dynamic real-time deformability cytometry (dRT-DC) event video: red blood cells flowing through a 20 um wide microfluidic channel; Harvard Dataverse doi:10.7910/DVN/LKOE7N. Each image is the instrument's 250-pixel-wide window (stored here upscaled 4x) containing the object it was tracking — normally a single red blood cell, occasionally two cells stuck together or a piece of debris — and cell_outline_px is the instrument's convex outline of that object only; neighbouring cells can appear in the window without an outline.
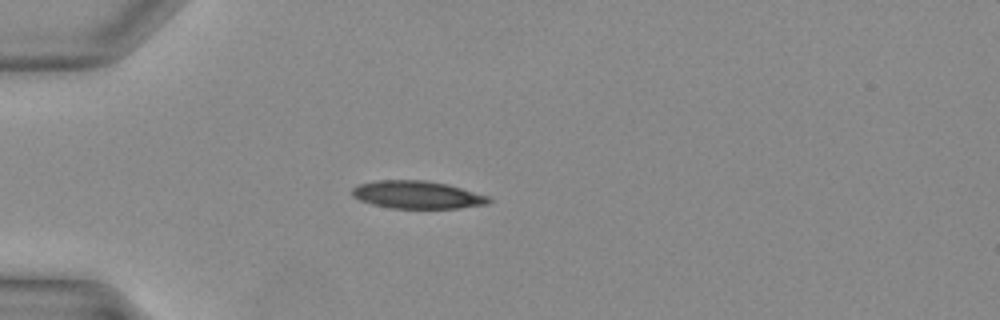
{"species": "Egyptian fruit bat (a non-hibernating species)", "species_latin": "Rousettus aegyptiacus", "temperature_condition": "warm", "stored_images_in_passage": 23, "camera_frame_rate_fps": 3000, "um_per_image_px": 0.085, "animal": {"sex": "female"}, "frame": {"image": 1, "passage_image": 1, "time_ms": 0.0, "image_size_px": [1000, 320], "cell_outline_px": [[492, 200], [488, 204], [460, 208], [392, 208], [372, 204], [360, 200], [352, 196], [352, 188], [360, 184], [376, 180], [424, 180], [448, 184], [488, 196]], "centroid_in_image_um": [35.47, 16.55], "position_along_channel_um": 49.5, "area_um2": 22.02}}
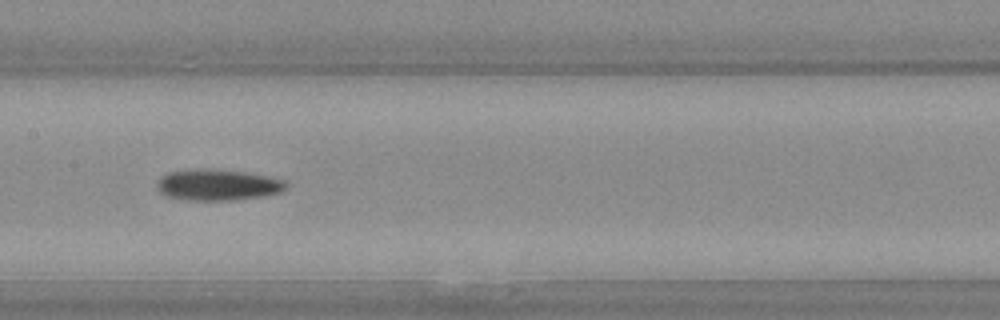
{"frame": {"image": 2, "passage_image": 10, "time_ms": 3.0, "image_size_px": [1000, 320], "cell_outline_px": [[288, 184], [280, 192], [264, 196], [232, 200], [188, 200], [164, 196], [156, 188], [156, 184], [160, 176], [168, 172], [200, 168], [244, 172], [268, 176], [284, 180]], "centroid_in_image_um": [18.45, 15.71], "position_along_channel_um": 188.9, "area_um2": 23.47}}
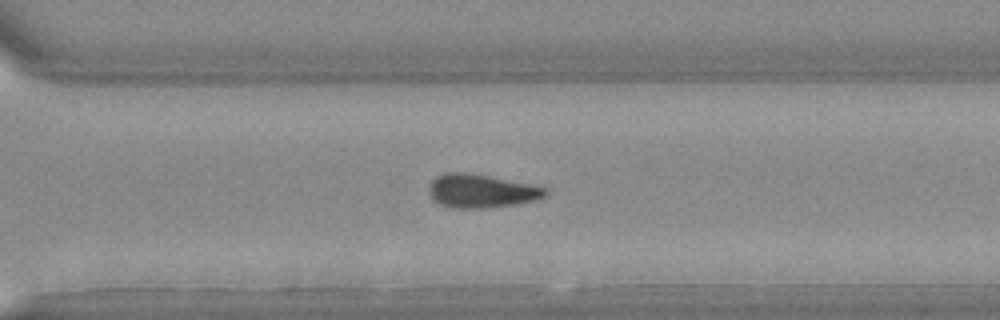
{"frame": {"image": 3, "passage_image": 18, "time_ms": 5.667, "image_size_px": [1000, 320], "cell_outline_px": [[548, 192], [544, 196], [536, 200], [516, 204], [484, 208], [452, 208], [440, 204], [432, 200], [428, 192], [428, 188], [432, 180], [436, 176], [448, 172], [464, 172], [488, 176], [528, 184], [544, 188]], "centroid_in_image_um": [40.83, 16.24], "position_along_channel_um": 329.8, "area_um2": 22.54}}